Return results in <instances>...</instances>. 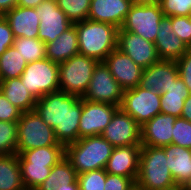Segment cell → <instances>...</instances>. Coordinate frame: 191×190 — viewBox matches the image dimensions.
I'll use <instances>...</instances> for the list:
<instances>
[{"label": "cell", "mask_w": 191, "mask_h": 190, "mask_svg": "<svg viewBox=\"0 0 191 190\" xmlns=\"http://www.w3.org/2000/svg\"><path fill=\"white\" fill-rule=\"evenodd\" d=\"M3 16L8 21L14 38L38 37L40 19L35 8L17 5Z\"/></svg>", "instance_id": "obj_21"}, {"label": "cell", "mask_w": 191, "mask_h": 190, "mask_svg": "<svg viewBox=\"0 0 191 190\" xmlns=\"http://www.w3.org/2000/svg\"><path fill=\"white\" fill-rule=\"evenodd\" d=\"M172 144L191 149V122L176 118L173 125Z\"/></svg>", "instance_id": "obj_35"}, {"label": "cell", "mask_w": 191, "mask_h": 190, "mask_svg": "<svg viewBox=\"0 0 191 190\" xmlns=\"http://www.w3.org/2000/svg\"><path fill=\"white\" fill-rule=\"evenodd\" d=\"M45 0H18L17 5L22 7L36 8Z\"/></svg>", "instance_id": "obj_44"}, {"label": "cell", "mask_w": 191, "mask_h": 190, "mask_svg": "<svg viewBox=\"0 0 191 190\" xmlns=\"http://www.w3.org/2000/svg\"><path fill=\"white\" fill-rule=\"evenodd\" d=\"M163 18L164 14L158 1L134 2L121 29L154 43Z\"/></svg>", "instance_id": "obj_7"}, {"label": "cell", "mask_w": 191, "mask_h": 190, "mask_svg": "<svg viewBox=\"0 0 191 190\" xmlns=\"http://www.w3.org/2000/svg\"><path fill=\"white\" fill-rule=\"evenodd\" d=\"M46 58L55 63L65 62L79 54L78 35L73 24L54 41L46 44Z\"/></svg>", "instance_id": "obj_23"}, {"label": "cell", "mask_w": 191, "mask_h": 190, "mask_svg": "<svg viewBox=\"0 0 191 190\" xmlns=\"http://www.w3.org/2000/svg\"><path fill=\"white\" fill-rule=\"evenodd\" d=\"M35 9L40 19L37 38L45 44L54 41L73 25L56 0H45Z\"/></svg>", "instance_id": "obj_13"}, {"label": "cell", "mask_w": 191, "mask_h": 190, "mask_svg": "<svg viewBox=\"0 0 191 190\" xmlns=\"http://www.w3.org/2000/svg\"><path fill=\"white\" fill-rule=\"evenodd\" d=\"M133 190H141V189H139L138 187L135 186Z\"/></svg>", "instance_id": "obj_49"}, {"label": "cell", "mask_w": 191, "mask_h": 190, "mask_svg": "<svg viewBox=\"0 0 191 190\" xmlns=\"http://www.w3.org/2000/svg\"><path fill=\"white\" fill-rule=\"evenodd\" d=\"M181 117L191 122V93L184 101Z\"/></svg>", "instance_id": "obj_43"}, {"label": "cell", "mask_w": 191, "mask_h": 190, "mask_svg": "<svg viewBox=\"0 0 191 190\" xmlns=\"http://www.w3.org/2000/svg\"><path fill=\"white\" fill-rule=\"evenodd\" d=\"M21 178L26 190H35L49 176L54 165H32L29 162H19Z\"/></svg>", "instance_id": "obj_30"}, {"label": "cell", "mask_w": 191, "mask_h": 190, "mask_svg": "<svg viewBox=\"0 0 191 190\" xmlns=\"http://www.w3.org/2000/svg\"><path fill=\"white\" fill-rule=\"evenodd\" d=\"M17 153V122L0 121V155Z\"/></svg>", "instance_id": "obj_33"}, {"label": "cell", "mask_w": 191, "mask_h": 190, "mask_svg": "<svg viewBox=\"0 0 191 190\" xmlns=\"http://www.w3.org/2000/svg\"><path fill=\"white\" fill-rule=\"evenodd\" d=\"M183 188L184 190H191V178L189 179V181L185 184Z\"/></svg>", "instance_id": "obj_47"}, {"label": "cell", "mask_w": 191, "mask_h": 190, "mask_svg": "<svg viewBox=\"0 0 191 190\" xmlns=\"http://www.w3.org/2000/svg\"><path fill=\"white\" fill-rule=\"evenodd\" d=\"M160 94L137 86L124 90L120 109L140 126L161 113Z\"/></svg>", "instance_id": "obj_9"}, {"label": "cell", "mask_w": 191, "mask_h": 190, "mask_svg": "<svg viewBox=\"0 0 191 190\" xmlns=\"http://www.w3.org/2000/svg\"><path fill=\"white\" fill-rule=\"evenodd\" d=\"M141 126L120 108L114 113L101 136L114 148L141 145Z\"/></svg>", "instance_id": "obj_12"}, {"label": "cell", "mask_w": 191, "mask_h": 190, "mask_svg": "<svg viewBox=\"0 0 191 190\" xmlns=\"http://www.w3.org/2000/svg\"><path fill=\"white\" fill-rule=\"evenodd\" d=\"M141 147V145H130L114 148L105 166V171L109 174L132 178L136 182Z\"/></svg>", "instance_id": "obj_16"}, {"label": "cell", "mask_w": 191, "mask_h": 190, "mask_svg": "<svg viewBox=\"0 0 191 190\" xmlns=\"http://www.w3.org/2000/svg\"><path fill=\"white\" fill-rule=\"evenodd\" d=\"M63 158H65V146H45L18 154L19 162H29L32 165H56Z\"/></svg>", "instance_id": "obj_28"}, {"label": "cell", "mask_w": 191, "mask_h": 190, "mask_svg": "<svg viewBox=\"0 0 191 190\" xmlns=\"http://www.w3.org/2000/svg\"><path fill=\"white\" fill-rule=\"evenodd\" d=\"M162 147L142 146L136 187L141 190H162L175 185Z\"/></svg>", "instance_id": "obj_4"}, {"label": "cell", "mask_w": 191, "mask_h": 190, "mask_svg": "<svg viewBox=\"0 0 191 190\" xmlns=\"http://www.w3.org/2000/svg\"><path fill=\"white\" fill-rule=\"evenodd\" d=\"M135 186L132 178L107 173L104 190H133Z\"/></svg>", "instance_id": "obj_39"}, {"label": "cell", "mask_w": 191, "mask_h": 190, "mask_svg": "<svg viewBox=\"0 0 191 190\" xmlns=\"http://www.w3.org/2000/svg\"><path fill=\"white\" fill-rule=\"evenodd\" d=\"M134 2H153L157 0H133Z\"/></svg>", "instance_id": "obj_48"}, {"label": "cell", "mask_w": 191, "mask_h": 190, "mask_svg": "<svg viewBox=\"0 0 191 190\" xmlns=\"http://www.w3.org/2000/svg\"><path fill=\"white\" fill-rule=\"evenodd\" d=\"M0 90L22 112L35 110L37 100L23 85L20 77L1 81Z\"/></svg>", "instance_id": "obj_24"}, {"label": "cell", "mask_w": 191, "mask_h": 190, "mask_svg": "<svg viewBox=\"0 0 191 190\" xmlns=\"http://www.w3.org/2000/svg\"><path fill=\"white\" fill-rule=\"evenodd\" d=\"M27 64L14 46L7 48L0 56V82L20 77Z\"/></svg>", "instance_id": "obj_29"}, {"label": "cell", "mask_w": 191, "mask_h": 190, "mask_svg": "<svg viewBox=\"0 0 191 190\" xmlns=\"http://www.w3.org/2000/svg\"><path fill=\"white\" fill-rule=\"evenodd\" d=\"M165 151L168 168L176 185L185 186L191 178V149L175 144L162 147Z\"/></svg>", "instance_id": "obj_22"}, {"label": "cell", "mask_w": 191, "mask_h": 190, "mask_svg": "<svg viewBox=\"0 0 191 190\" xmlns=\"http://www.w3.org/2000/svg\"><path fill=\"white\" fill-rule=\"evenodd\" d=\"M0 190H26L22 183L17 153L0 155Z\"/></svg>", "instance_id": "obj_26"}, {"label": "cell", "mask_w": 191, "mask_h": 190, "mask_svg": "<svg viewBox=\"0 0 191 190\" xmlns=\"http://www.w3.org/2000/svg\"><path fill=\"white\" fill-rule=\"evenodd\" d=\"M114 147L101 135L80 138L65 146V157L77 174L105 169Z\"/></svg>", "instance_id": "obj_3"}, {"label": "cell", "mask_w": 191, "mask_h": 190, "mask_svg": "<svg viewBox=\"0 0 191 190\" xmlns=\"http://www.w3.org/2000/svg\"><path fill=\"white\" fill-rule=\"evenodd\" d=\"M20 78L23 85L38 100L59 90V64L48 58L30 62Z\"/></svg>", "instance_id": "obj_8"}, {"label": "cell", "mask_w": 191, "mask_h": 190, "mask_svg": "<svg viewBox=\"0 0 191 190\" xmlns=\"http://www.w3.org/2000/svg\"><path fill=\"white\" fill-rule=\"evenodd\" d=\"M123 95L124 89L114 79L109 67L105 62H98L94 68L89 87L82 99L120 107Z\"/></svg>", "instance_id": "obj_10"}, {"label": "cell", "mask_w": 191, "mask_h": 190, "mask_svg": "<svg viewBox=\"0 0 191 190\" xmlns=\"http://www.w3.org/2000/svg\"><path fill=\"white\" fill-rule=\"evenodd\" d=\"M165 17L190 16L191 0H157Z\"/></svg>", "instance_id": "obj_36"}, {"label": "cell", "mask_w": 191, "mask_h": 190, "mask_svg": "<svg viewBox=\"0 0 191 190\" xmlns=\"http://www.w3.org/2000/svg\"><path fill=\"white\" fill-rule=\"evenodd\" d=\"M161 60L177 61L190 48L172 32V23L169 17L161 20L154 42Z\"/></svg>", "instance_id": "obj_20"}, {"label": "cell", "mask_w": 191, "mask_h": 190, "mask_svg": "<svg viewBox=\"0 0 191 190\" xmlns=\"http://www.w3.org/2000/svg\"><path fill=\"white\" fill-rule=\"evenodd\" d=\"M13 46L27 63L39 61L46 58V44L38 38H14Z\"/></svg>", "instance_id": "obj_31"}, {"label": "cell", "mask_w": 191, "mask_h": 190, "mask_svg": "<svg viewBox=\"0 0 191 190\" xmlns=\"http://www.w3.org/2000/svg\"><path fill=\"white\" fill-rule=\"evenodd\" d=\"M58 190H79V183L73 182L72 184L66 185V186H59Z\"/></svg>", "instance_id": "obj_45"}, {"label": "cell", "mask_w": 191, "mask_h": 190, "mask_svg": "<svg viewBox=\"0 0 191 190\" xmlns=\"http://www.w3.org/2000/svg\"><path fill=\"white\" fill-rule=\"evenodd\" d=\"M162 190H184L183 186H180V185H173L171 187H168V188H165V189H162Z\"/></svg>", "instance_id": "obj_46"}, {"label": "cell", "mask_w": 191, "mask_h": 190, "mask_svg": "<svg viewBox=\"0 0 191 190\" xmlns=\"http://www.w3.org/2000/svg\"><path fill=\"white\" fill-rule=\"evenodd\" d=\"M58 7L74 24L88 19L91 0H56Z\"/></svg>", "instance_id": "obj_32"}, {"label": "cell", "mask_w": 191, "mask_h": 190, "mask_svg": "<svg viewBox=\"0 0 191 190\" xmlns=\"http://www.w3.org/2000/svg\"><path fill=\"white\" fill-rule=\"evenodd\" d=\"M73 182H78V174L65 157L52 167L49 176L35 190H58L60 185L63 187Z\"/></svg>", "instance_id": "obj_27"}, {"label": "cell", "mask_w": 191, "mask_h": 190, "mask_svg": "<svg viewBox=\"0 0 191 190\" xmlns=\"http://www.w3.org/2000/svg\"><path fill=\"white\" fill-rule=\"evenodd\" d=\"M175 116L160 113L141 126V146L164 147L172 144Z\"/></svg>", "instance_id": "obj_19"}, {"label": "cell", "mask_w": 191, "mask_h": 190, "mask_svg": "<svg viewBox=\"0 0 191 190\" xmlns=\"http://www.w3.org/2000/svg\"><path fill=\"white\" fill-rule=\"evenodd\" d=\"M98 61L82 54H76L59 63V90L80 98L86 93Z\"/></svg>", "instance_id": "obj_6"}, {"label": "cell", "mask_w": 191, "mask_h": 190, "mask_svg": "<svg viewBox=\"0 0 191 190\" xmlns=\"http://www.w3.org/2000/svg\"><path fill=\"white\" fill-rule=\"evenodd\" d=\"M18 0H0V15H4L17 6Z\"/></svg>", "instance_id": "obj_42"}, {"label": "cell", "mask_w": 191, "mask_h": 190, "mask_svg": "<svg viewBox=\"0 0 191 190\" xmlns=\"http://www.w3.org/2000/svg\"><path fill=\"white\" fill-rule=\"evenodd\" d=\"M14 36L8 21L0 15V56L7 48L13 46Z\"/></svg>", "instance_id": "obj_41"}, {"label": "cell", "mask_w": 191, "mask_h": 190, "mask_svg": "<svg viewBox=\"0 0 191 190\" xmlns=\"http://www.w3.org/2000/svg\"><path fill=\"white\" fill-rule=\"evenodd\" d=\"M107 172L105 169L78 174L79 190H104Z\"/></svg>", "instance_id": "obj_34"}, {"label": "cell", "mask_w": 191, "mask_h": 190, "mask_svg": "<svg viewBox=\"0 0 191 190\" xmlns=\"http://www.w3.org/2000/svg\"><path fill=\"white\" fill-rule=\"evenodd\" d=\"M178 77V67L175 61L160 60L143 69L139 86L163 94Z\"/></svg>", "instance_id": "obj_18"}, {"label": "cell", "mask_w": 191, "mask_h": 190, "mask_svg": "<svg viewBox=\"0 0 191 190\" xmlns=\"http://www.w3.org/2000/svg\"><path fill=\"white\" fill-rule=\"evenodd\" d=\"M74 25L78 35L79 54L104 62L108 54L117 48V27L89 19Z\"/></svg>", "instance_id": "obj_2"}, {"label": "cell", "mask_w": 191, "mask_h": 190, "mask_svg": "<svg viewBox=\"0 0 191 190\" xmlns=\"http://www.w3.org/2000/svg\"><path fill=\"white\" fill-rule=\"evenodd\" d=\"M179 77L191 93V49L185 52L177 61Z\"/></svg>", "instance_id": "obj_40"}, {"label": "cell", "mask_w": 191, "mask_h": 190, "mask_svg": "<svg viewBox=\"0 0 191 190\" xmlns=\"http://www.w3.org/2000/svg\"><path fill=\"white\" fill-rule=\"evenodd\" d=\"M172 32L191 49V16H171Z\"/></svg>", "instance_id": "obj_37"}, {"label": "cell", "mask_w": 191, "mask_h": 190, "mask_svg": "<svg viewBox=\"0 0 191 190\" xmlns=\"http://www.w3.org/2000/svg\"><path fill=\"white\" fill-rule=\"evenodd\" d=\"M35 111L54 129L60 144L67 146L79 140L82 98L58 90L38 99Z\"/></svg>", "instance_id": "obj_1"}, {"label": "cell", "mask_w": 191, "mask_h": 190, "mask_svg": "<svg viewBox=\"0 0 191 190\" xmlns=\"http://www.w3.org/2000/svg\"><path fill=\"white\" fill-rule=\"evenodd\" d=\"M119 106L82 99L79 139L101 135Z\"/></svg>", "instance_id": "obj_11"}, {"label": "cell", "mask_w": 191, "mask_h": 190, "mask_svg": "<svg viewBox=\"0 0 191 190\" xmlns=\"http://www.w3.org/2000/svg\"><path fill=\"white\" fill-rule=\"evenodd\" d=\"M104 62L109 67L114 79L124 90L140 85L143 68L120 49L116 48L110 52Z\"/></svg>", "instance_id": "obj_15"}, {"label": "cell", "mask_w": 191, "mask_h": 190, "mask_svg": "<svg viewBox=\"0 0 191 190\" xmlns=\"http://www.w3.org/2000/svg\"><path fill=\"white\" fill-rule=\"evenodd\" d=\"M22 111L14 106L0 90V121L18 122Z\"/></svg>", "instance_id": "obj_38"}, {"label": "cell", "mask_w": 191, "mask_h": 190, "mask_svg": "<svg viewBox=\"0 0 191 190\" xmlns=\"http://www.w3.org/2000/svg\"><path fill=\"white\" fill-rule=\"evenodd\" d=\"M190 95L189 89L183 80L178 77L167 88V92L160 94L161 113L181 117L184 101Z\"/></svg>", "instance_id": "obj_25"}, {"label": "cell", "mask_w": 191, "mask_h": 190, "mask_svg": "<svg viewBox=\"0 0 191 190\" xmlns=\"http://www.w3.org/2000/svg\"><path fill=\"white\" fill-rule=\"evenodd\" d=\"M117 48L143 69L161 60L153 42L135 33L123 31L121 28L118 29Z\"/></svg>", "instance_id": "obj_14"}, {"label": "cell", "mask_w": 191, "mask_h": 190, "mask_svg": "<svg viewBox=\"0 0 191 190\" xmlns=\"http://www.w3.org/2000/svg\"><path fill=\"white\" fill-rule=\"evenodd\" d=\"M133 3V0H91L88 19L120 29Z\"/></svg>", "instance_id": "obj_17"}, {"label": "cell", "mask_w": 191, "mask_h": 190, "mask_svg": "<svg viewBox=\"0 0 191 190\" xmlns=\"http://www.w3.org/2000/svg\"><path fill=\"white\" fill-rule=\"evenodd\" d=\"M60 144L54 129L45 123L37 111L22 112L17 122V154L29 149Z\"/></svg>", "instance_id": "obj_5"}]
</instances>
